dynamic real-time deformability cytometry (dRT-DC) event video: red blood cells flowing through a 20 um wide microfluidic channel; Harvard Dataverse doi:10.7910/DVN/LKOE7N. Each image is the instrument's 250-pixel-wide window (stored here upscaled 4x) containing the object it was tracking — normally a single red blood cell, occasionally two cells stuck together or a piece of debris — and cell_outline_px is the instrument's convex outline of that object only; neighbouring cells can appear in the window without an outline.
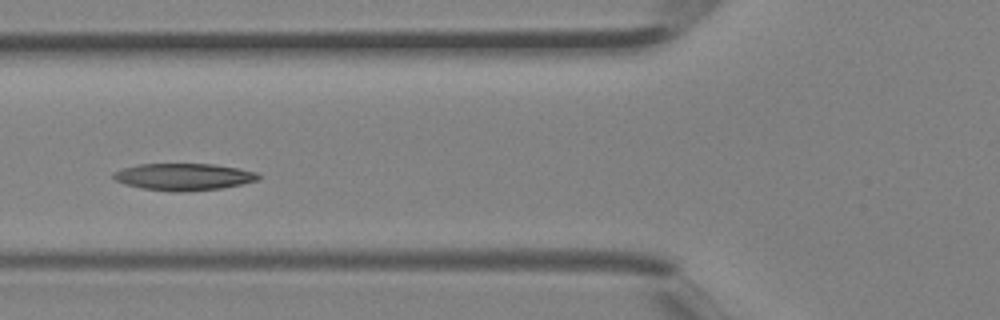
{"species": "Egyptian fruit bat (a non-hibernating species)", "species_latin": "Rousettus aegyptiacus", "temperature_condition": "room temperature", "stored_images_in_passage": 3, "camera_frame_rate_fps": 3000, "um_per_image_px": 0.085, "animal": {"sex": "female"}, "frame": {"image": 1, "passage_image": 3, "time_ms": 0.667, "image_size_px": [1000, 320], "cell_outline_px": [[260, 180], [220, 188], [180, 192], [176, 192], [140, 188], [124, 184], [116, 180], [112, 176], [112, 172], [124, 168], [140, 164], [212, 164], [236, 168], [256, 172], [260, 176]], "centroid_in_image_um": [15.58, 15.03], "position_along_channel_um": 110.2, "area_um2": 22.6}}